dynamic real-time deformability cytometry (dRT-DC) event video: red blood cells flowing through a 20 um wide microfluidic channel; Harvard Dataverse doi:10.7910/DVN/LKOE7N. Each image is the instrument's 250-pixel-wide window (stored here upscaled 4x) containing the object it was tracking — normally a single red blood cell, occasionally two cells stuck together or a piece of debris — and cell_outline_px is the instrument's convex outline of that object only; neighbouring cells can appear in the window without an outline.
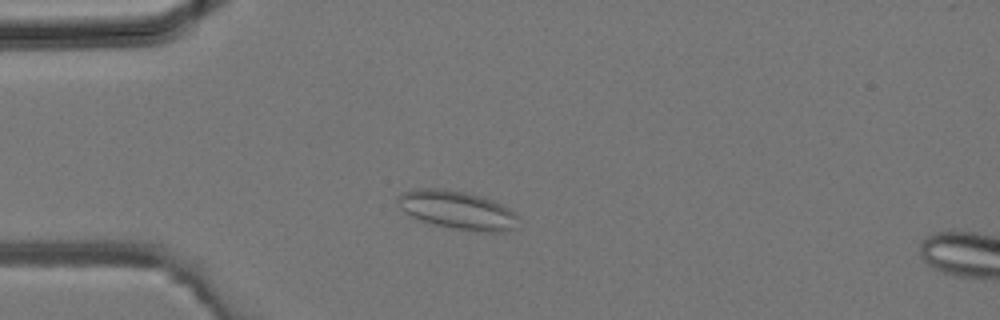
{"species": "common noctule bat (a hibernating species)", "species_latin": "Nyctalus noctula", "temperature_condition": "room temperature", "stored_images_in_passage": 36, "camera_frame_rate_fps": 3000, "um_per_image_px": 0.085, "animal": {"sex": "male", "body_mass_g": 19.2, "forearm_length_mm": 51.8}, "frame": {"image": 1, "passage_image": 7, "time_ms": 2.0, "image_size_px": [1000, 320], "cell_outline_px": [[516, 228], [508, 232], [476, 232], [452, 228], [432, 224], [420, 220], [412, 216], [400, 208], [396, 200], [396, 196], [404, 192], [416, 188], [444, 188], [484, 196], [500, 204], [512, 212], [516, 216]], "centroid_in_image_um": [38.85, 17.86], "position_along_channel_um": 46.2, "area_um2": 27.05}}
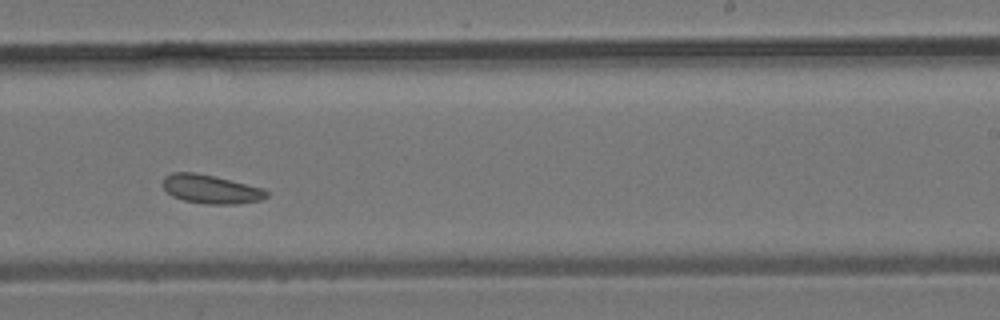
{"frame": {"image": 2, "passage_image": 21, "time_ms": 6.667, "image_size_px": [1000, 320], "cell_outline_px": [[268, 196], [260, 200], [236, 204], [208, 204], [184, 200], [172, 196], [164, 188], [164, 176], [172, 172], [196, 172], [216, 176], [260, 188], [268, 192]], "centroid_in_image_um": [17.9, 16.07], "position_along_channel_um": 271.1, "area_um2": 17.17}}
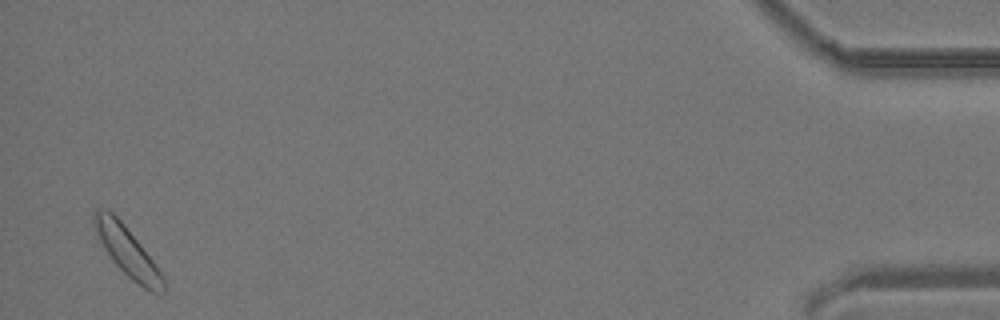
{"frame": {"image": 3, "passage_image": 35, "time_ms": 11.333, "image_size_px": [1000, 320], "cell_outline_px": [[164, 292], [148, 292], [132, 280], [112, 260], [100, 240], [92, 224], [92, 220], [96, 208], [104, 208], [112, 212], [124, 224], [140, 244], [164, 276]], "centroid_in_image_um": [10.81, 21.37], "position_along_channel_um": 424.4, "area_um2": 19.54}}